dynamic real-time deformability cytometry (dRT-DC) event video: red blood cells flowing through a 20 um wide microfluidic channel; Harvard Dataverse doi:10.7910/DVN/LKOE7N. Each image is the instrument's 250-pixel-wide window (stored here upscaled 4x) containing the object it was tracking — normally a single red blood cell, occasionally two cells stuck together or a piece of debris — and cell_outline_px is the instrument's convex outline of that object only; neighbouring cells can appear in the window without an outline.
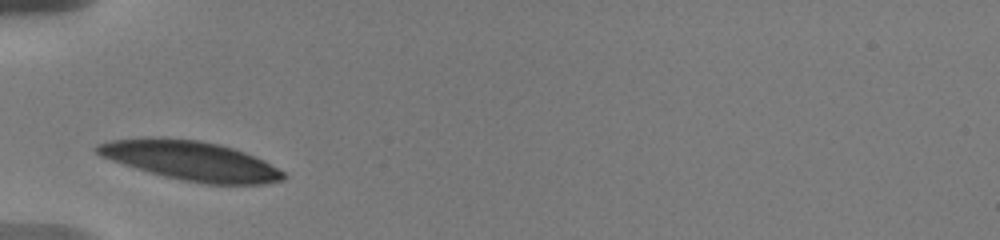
{"species": "human", "species_latin": "Homo sapiens", "temperature_condition": "warm", "stored_images_in_passage": 12, "camera_frame_rate_fps": 3000, "um_per_image_px": 0.085, "donor": {"sex": "male"}, "frame": {"image": 1, "passage_image": 1, "time_ms": 0.0, "image_size_px": [1000, 240], "cell_outline_px": [[288, 176], [284, 180], [264, 184], [204, 184], [164, 176], [136, 168], [100, 156], [92, 148], [96, 144], [108, 140], [144, 136], [160, 136], [200, 140], [220, 144], [244, 152], [264, 160], [284, 172]], "centroid_in_image_um": [16.18, 13.63], "position_along_channel_um": 68.8, "area_um2": 43.18}}
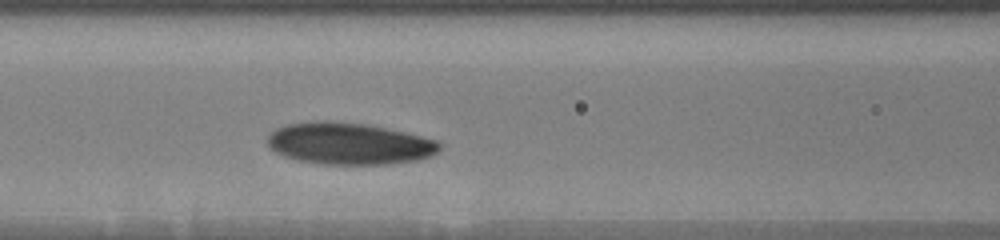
{"frame": {"image": 2, "passage_image": 6, "time_ms": 2.0, "image_size_px": [1000, 240], "cell_outline_px": [[440, 148], [432, 156], [420, 160], [388, 164], [320, 164], [296, 160], [284, 156], [268, 148], [268, 136], [276, 128], [288, 124], [316, 120], [328, 120], [368, 124], [404, 132], [436, 140], [440, 144]], "centroid_in_image_um": [29.65, 12.2], "position_along_channel_um": 136.9, "area_um2": 42.14}}
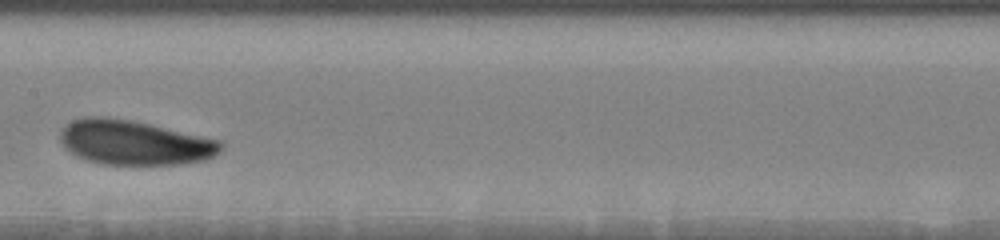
{"frame": {"image": 3, "passage_image": 11, "time_ms": 3.667, "image_size_px": [1000, 240], "cell_outline_px": [[224, 148], [220, 152], [204, 160], [180, 164], [104, 164], [88, 160], [76, 156], [64, 148], [60, 140], [60, 132], [72, 120], [84, 116], [108, 116], [132, 120], [224, 140]], "centroid_in_image_um": [11.46, 12.1], "position_along_channel_um": 195.9, "area_um2": 42.14}}